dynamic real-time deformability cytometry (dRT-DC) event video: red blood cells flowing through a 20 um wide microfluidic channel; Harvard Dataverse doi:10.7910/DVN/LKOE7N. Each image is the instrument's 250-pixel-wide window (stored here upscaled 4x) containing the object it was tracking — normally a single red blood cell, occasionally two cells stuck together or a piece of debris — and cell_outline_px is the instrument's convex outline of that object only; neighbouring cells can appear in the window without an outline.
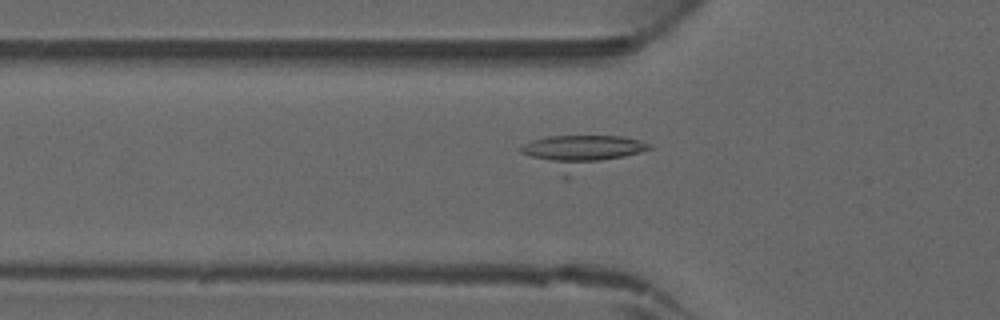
{"species": "common noctule bat (a hibernating species)", "species_latin": "Nyctalus noctula", "temperature_condition": "warm", "stored_images_in_passage": 41, "camera_frame_rate_fps": 3000, "um_per_image_px": 0.085, "animal": {"sex": "male", "forearm_length_mm": 52.5}, "frame": {"image": 1, "passage_image": 11, "time_ms": 3.333, "image_size_px": [1000, 320], "cell_outline_px": [[652, 148], [568, 180], [564, 180], [520, 152], [520, 148], [524, 144], [532, 140], [548, 136], [620, 136], [640, 140], [652, 144]], "centroid_in_image_um": [49.37, 12.99], "position_along_channel_um": 76.4, "area_um2": 26.13}}
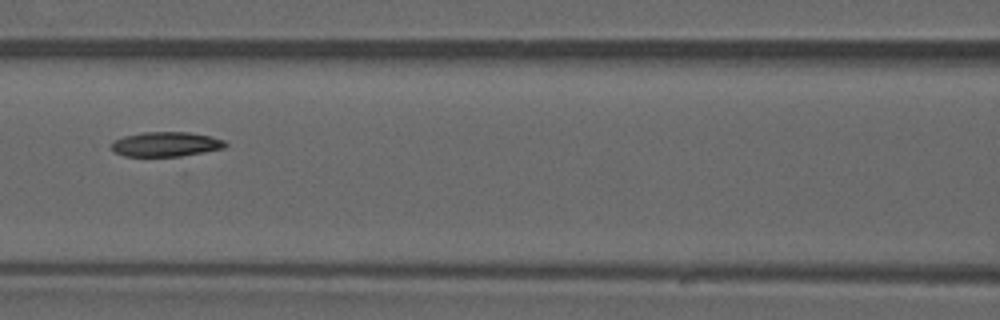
{"frame": {"image": 2, "passage_image": 16, "time_ms": 5.0, "image_size_px": [1000, 320], "cell_outline_px": [[228, 144], [224, 148], [176, 160], [124, 156], [116, 152], [112, 148], [112, 140], [124, 136], [140, 132], [188, 132], [208, 136], [224, 140]], "centroid_in_image_um": [14.12, 12.33], "position_along_channel_um": 152.5, "area_um2": 17.57}}
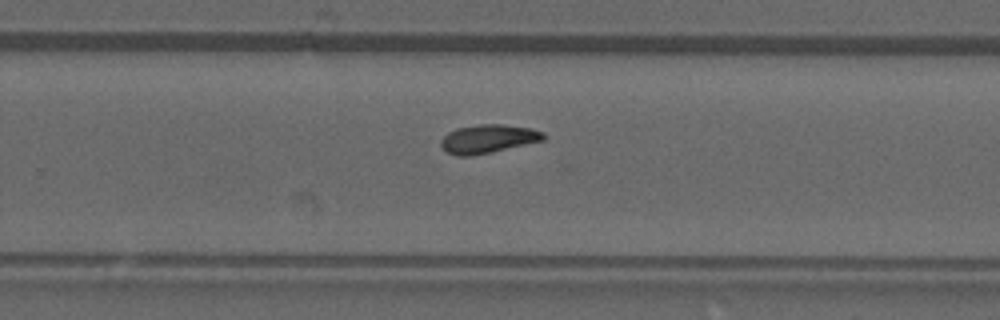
{"frame": {"image": 3, "passage_image": 25, "time_ms": 8.0, "image_size_px": [1000, 320], "cell_outline_px": [[544, 140], [492, 152], [472, 156], [456, 156], [448, 152], [440, 144], [440, 140], [448, 132], [456, 128], [480, 124], [500, 124], [532, 128], [544, 132]], "centroid_in_image_um": [41.48, 11.8], "position_along_channel_um": 288.3, "area_um2": 17.05}}